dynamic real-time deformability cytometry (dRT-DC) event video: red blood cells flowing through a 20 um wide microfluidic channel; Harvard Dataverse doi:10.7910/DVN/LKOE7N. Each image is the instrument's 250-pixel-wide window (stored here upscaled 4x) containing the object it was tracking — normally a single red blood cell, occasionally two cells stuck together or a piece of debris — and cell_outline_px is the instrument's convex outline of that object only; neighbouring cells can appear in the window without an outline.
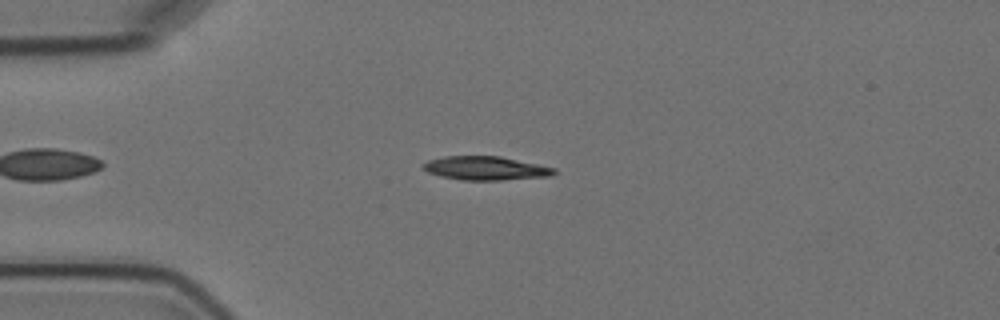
{"species": "Egyptian fruit bat (a non-hibernating species)", "species_latin": "Rousettus aegyptiacus", "temperature_condition": "cold", "stored_images_in_passage": 5, "camera_frame_rate_fps": 3000, "um_per_image_px": 0.085, "animal": {"sex": "female"}, "frame": {"image": 1, "passage_image": 4, "time_ms": 3.667, "image_size_px": [1000, 320], "cell_outline_px": [[556, 172], [552, 176], [500, 180], [460, 180], [428, 172], [420, 164], [428, 160], [444, 156], [500, 156], [556, 168]], "centroid_in_image_um": [41.29, 14.29], "position_along_channel_um": 43.7, "area_um2": 18.03}}